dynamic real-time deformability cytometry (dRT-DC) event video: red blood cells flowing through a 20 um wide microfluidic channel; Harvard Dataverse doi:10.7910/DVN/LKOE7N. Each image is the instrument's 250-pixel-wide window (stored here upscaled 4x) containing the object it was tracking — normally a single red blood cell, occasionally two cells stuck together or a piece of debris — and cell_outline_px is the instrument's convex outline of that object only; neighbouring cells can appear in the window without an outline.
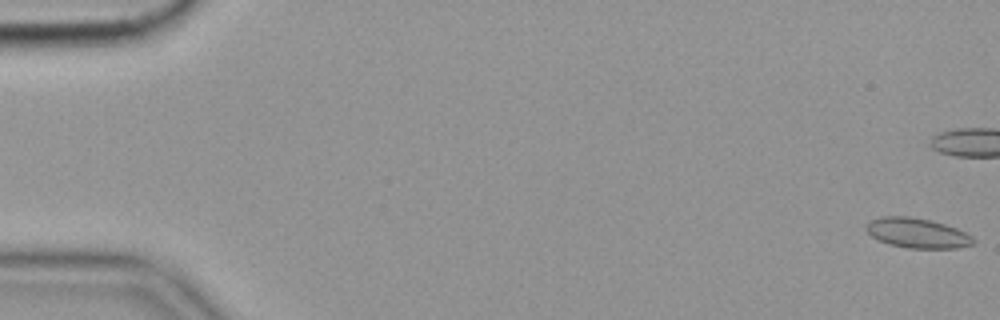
{"species": "common noctule bat (a hibernating species)", "species_latin": "Nyctalus noctula", "temperature_condition": "cold", "stored_images_in_passage": 58, "camera_frame_rate_fps": 3000, "um_per_image_px": 0.085, "animal": {"sex": "female", "body_mass_g": 19.9}, "frame": {"image": 1, "passage_image": 1, "time_ms": 0.0, "image_size_px": [1000, 320], "cell_outline_px": [[976, 244], [956, 248], [908, 248], [888, 244], [872, 236], [864, 228], [872, 220], [880, 216], [908, 216], [932, 220], [956, 228], [972, 236], [976, 240]], "centroid_in_image_um": [77.99, 19.81], "position_along_channel_um": 7.0, "area_um2": 18.67}, "authors_computed_cell_mechanics": {"area_um2": 17.4556, "velocity_mm_per_s": 3.5487, "shape_relaxation_time_tau1_ms": null, "shape_relaxation_time_tau2_ms": 1.6879, "deformation_change_tau1": null, "deformation_change_tau2": 0.0548}}